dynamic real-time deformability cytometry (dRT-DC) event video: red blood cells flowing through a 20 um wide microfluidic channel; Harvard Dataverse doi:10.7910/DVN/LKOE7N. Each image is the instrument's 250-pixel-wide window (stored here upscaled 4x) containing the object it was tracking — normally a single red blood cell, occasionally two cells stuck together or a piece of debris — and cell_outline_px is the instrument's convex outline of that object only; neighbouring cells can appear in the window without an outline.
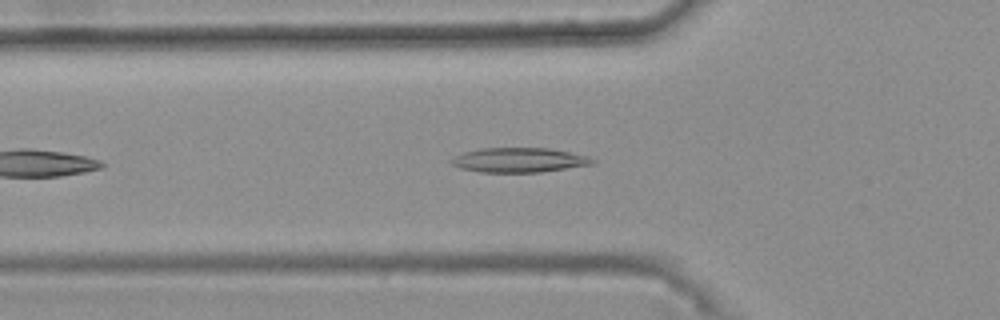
{"species": "common noctule bat (a hibernating species)", "species_latin": "Nyctalus noctula", "temperature_condition": "warm", "stored_images_in_passage": 33, "camera_frame_rate_fps": 3000, "um_per_image_px": 0.085, "animal": {"sex": "female", "body_mass_g": 25.1}, "frame": {"image": 1, "passage_image": 7, "time_ms": 2.0, "image_size_px": [1000, 320], "cell_outline_px": [[596, 164], [540, 172], [480, 172], [460, 168], [452, 164], [448, 160], [464, 152], [480, 148], [548, 148], [588, 156], [596, 160]], "centroid_in_image_um": [44.13, 13.6], "position_along_channel_um": 81.7, "area_um2": 20.23}}
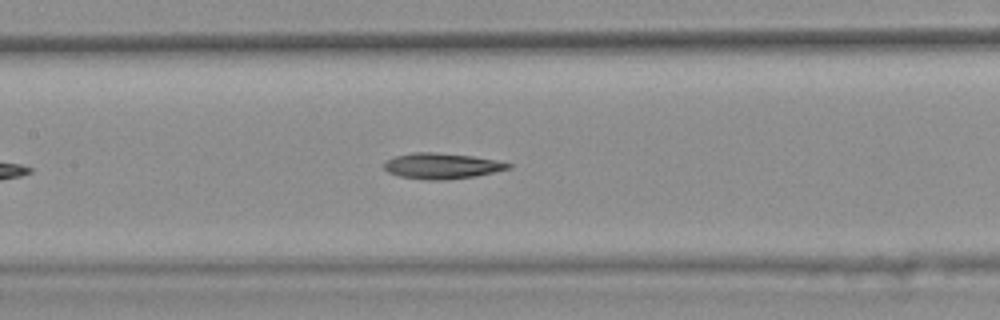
{"frame": {"image": 2, "passage_image": 14, "time_ms": 4.333, "image_size_px": [1000, 320], "cell_outline_px": [[512, 168], [476, 176], [444, 180], [424, 180], [400, 176], [388, 172], [384, 168], [384, 164], [388, 160], [396, 156], [412, 152], [436, 152], [472, 156], [496, 160], [512, 164]], "centroid_in_image_um": [37.57, 14.11], "position_along_channel_um": 169.8, "area_um2": 18.61}}
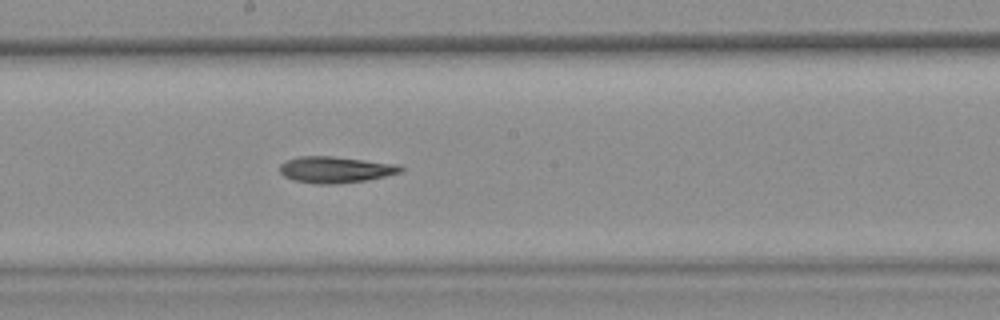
{"frame": {"image": 3, "passage_image": 18, "time_ms": 5.667, "image_size_px": [1000, 320], "cell_outline_px": [[404, 168], [400, 172], [384, 176], [364, 180], [332, 184], [316, 184], [292, 180], [284, 176], [280, 172], [280, 164], [288, 160], [300, 156], [332, 156], [400, 164]], "centroid_in_image_um": [28.5, 14.41], "position_along_channel_um": 219.7, "area_um2": 18.44}}